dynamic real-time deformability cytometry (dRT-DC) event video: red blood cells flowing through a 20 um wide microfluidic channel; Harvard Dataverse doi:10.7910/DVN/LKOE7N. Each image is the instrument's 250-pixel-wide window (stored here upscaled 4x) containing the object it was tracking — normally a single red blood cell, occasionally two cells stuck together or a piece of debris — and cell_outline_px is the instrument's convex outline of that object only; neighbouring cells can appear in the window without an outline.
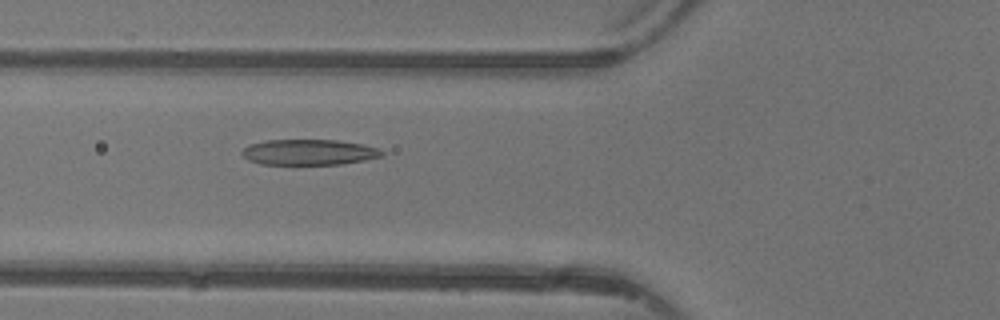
{"species": "common noctule bat (a hibernating species)", "species_latin": "Nyctalus noctula", "temperature_condition": "warm", "stored_images_in_passage": 47, "camera_frame_rate_fps": 3000, "um_per_image_px": 0.085, "animal": {"sex": "female"}, "frame": {"image": 1, "passage_image": 18, "time_ms": 5.667, "image_size_px": [1000, 320], "cell_outline_px": [[384, 152], [380, 156], [364, 160], [340, 164], [260, 164], [248, 160], [240, 152], [244, 148], [252, 144], [268, 140], [336, 140], [364, 144], [376, 148]], "centroid_in_image_um": [26.24, 12.93], "position_along_channel_um": 99.6, "area_um2": 20.63}}
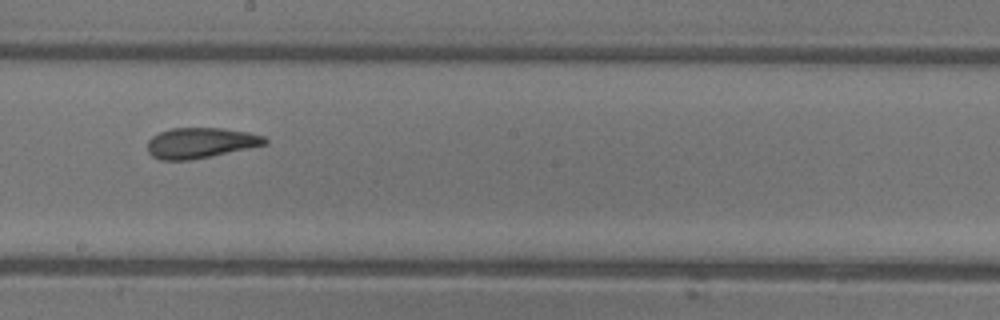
{"frame": {"image": 2, "passage_image": 27, "time_ms": 8.667, "image_size_px": [1000, 320], "cell_outline_px": [[268, 144], [188, 160], [160, 160], [152, 156], [148, 152], [148, 140], [152, 136], [160, 132], [172, 128], [224, 128], [248, 132], [264, 136], [268, 140]], "centroid_in_image_um": [17.03, 12.13], "position_along_channel_um": 231.2, "area_um2": 20.69}}
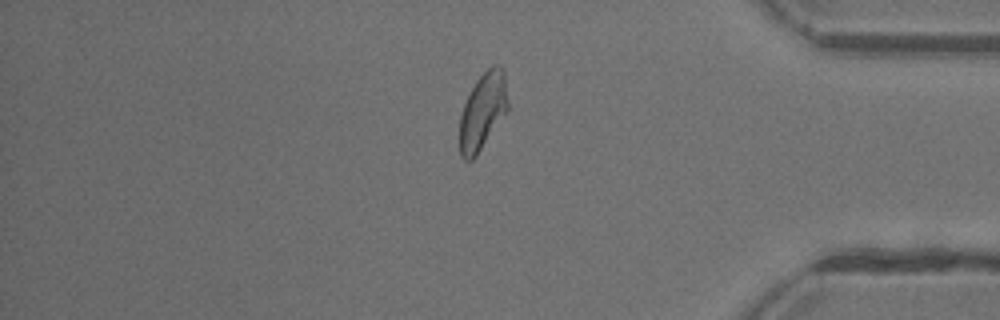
{"frame": {"image": 3, "passage_image": 40, "time_ms": 13.0, "image_size_px": [1000, 320], "cell_outline_px": [[508, 108], [476, 156], [472, 160], [464, 160], [460, 156], [460, 116], [464, 104], [476, 80], [492, 64], [500, 64], [504, 72], [508, 100]], "centroid_in_image_um": [41.03, 9.43], "position_along_channel_um": 394.2, "area_um2": 21.27}, "authors_computed_cell_mechanics": {"area_um2": 21.8484, "velocity_mm_per_s": 4.3844, "shape_relaxation_time_tau1_ms": 5.917, "shape_relaxation_time_tau2_ms": 1.0866, "deformation_change_tau1": 0.1927, "deformation_change_tau2": 0.0865}}